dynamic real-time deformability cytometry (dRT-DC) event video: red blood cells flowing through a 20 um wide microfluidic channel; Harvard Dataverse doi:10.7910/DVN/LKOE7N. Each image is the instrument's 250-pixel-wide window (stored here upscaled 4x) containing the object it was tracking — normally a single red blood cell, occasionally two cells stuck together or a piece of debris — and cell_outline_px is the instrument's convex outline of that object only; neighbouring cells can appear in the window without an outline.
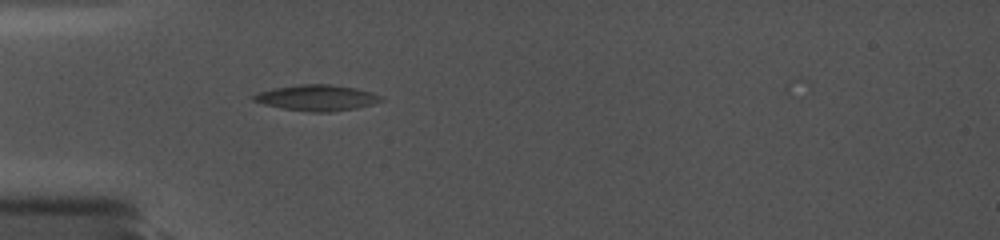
{"species": "common noctule bat (a hibernating species)", "species_latin": "Nyctalus noctula", "temperature_condition": "cold", "stored_images_in_passage": 52, "camera_frame_rate_fps": 5000, "um_per_image_px": 0.085, "animal": {"sex": "female", "body_mass_g": 19.0, "forearm_length_mm": 56.7}, "frame": {"image": 1, "passage_image": 4, "time_ms": 1.2, "image_size_px": [1000, 240], "cell_outline_px": [[384, 100], [372, 104], [356, 108], [332, 112], [312, 112], [284, 108], [264, 104], [252, 100], [252, 96], [260, 92], [272, 88], [300, 84], [332, 84], [356, 88], [372, 92], [380, 96]], "centroid_in_image_um": [26.95, 8.3], "position_along_channel_um": 58.1, "area_um2": 19.13}}
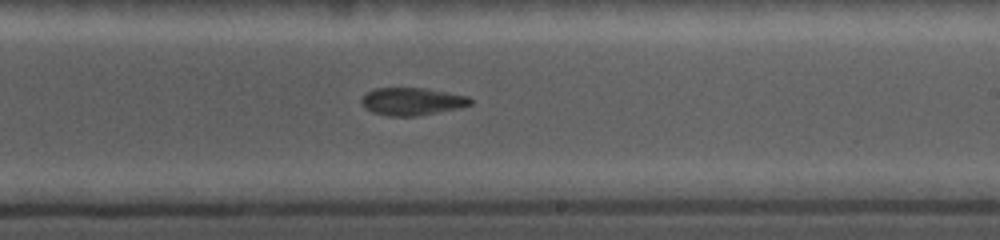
{"frame": {"image": 2, "passage_image": 34, "time_ms": 6.6, "image_size_px": [1000, 240], "cell_outline_px": [[472, 104], [460, 108], [416, 116], [388, 116], [372, 112], [364, 108], [360, 100], [368, 92], [376, 88], [424, 88], [448, 92], [468, 96], [472, 100]], "centroid_in_image_um": [35.03, 8.63], "position_along_channel_um": 254.0, "area_um2": 17.51}}
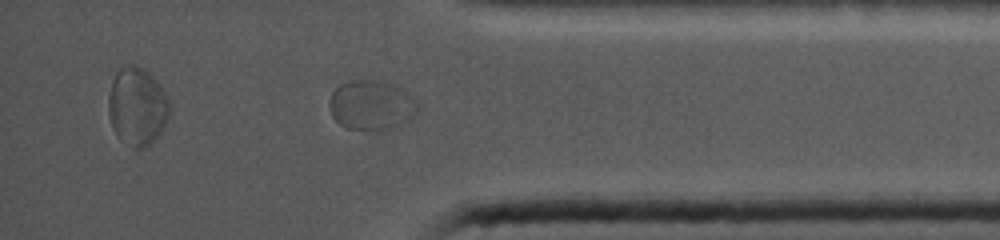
{"frame": {"image": 3, "passage_image": 48, "time_ms": 10.6, "image_size_px": [1000, 240], "cell_outline_px": [[420, 108], [412, 116], [388, 128], [348, 128], [340, 124], [332, 116], [332, 92], [340, 84], [352, 80], [372, 80], [396, 84], [404, 88], [416, 100]], "centroid_in_image_um": [31.6, 8.87], "position_along_channel_um": 403.6, "area_um2": 24.74}}